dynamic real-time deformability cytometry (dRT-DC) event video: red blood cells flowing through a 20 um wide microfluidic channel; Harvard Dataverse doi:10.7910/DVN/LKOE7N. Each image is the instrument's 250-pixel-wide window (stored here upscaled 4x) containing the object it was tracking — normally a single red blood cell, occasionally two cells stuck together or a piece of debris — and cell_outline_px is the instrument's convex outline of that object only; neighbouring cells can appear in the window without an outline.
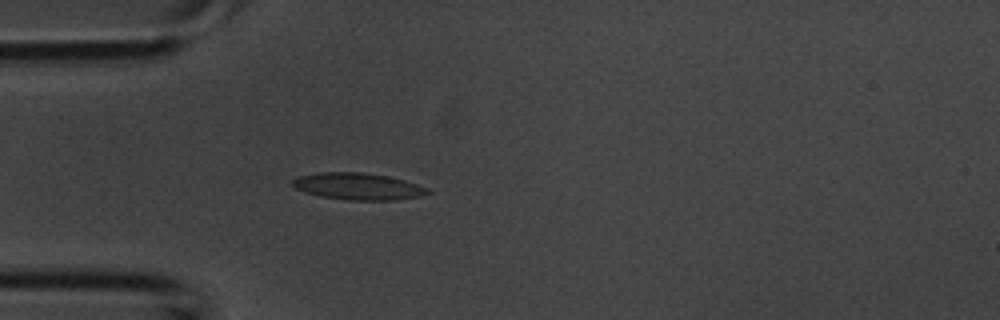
{"species": "common noctule bat (a hibernating species)", "species_latin": "Nyctalus noctula", "temperature_condition": "room temperature", "stored_images_in_passage": 4, "camera_frame_rate_fps": 3000, "um_per_image_px": 0.085, "animal": {"sex": "male", "body_mass_g": 20.1, "forearm_length_mm": 53.5}, "frame": {"image": 1, "passage_image": 4, "time_ms": 1.0, "image_size_px": [1000, 320], "cell_outline_px": [[432, 192], [420, 196], [396, 200], [348, 200], [320, 196], [304, 192], [296, 188], [292, 184], [292, 180], [300, 176], [320, 172], [364, 172], [388, 176], [404, 180], [428, 188]], "centroid_in_image_um": [30.44, 15.84], "position_along_channel_um": 54.6, "area_um2": 21.1}}